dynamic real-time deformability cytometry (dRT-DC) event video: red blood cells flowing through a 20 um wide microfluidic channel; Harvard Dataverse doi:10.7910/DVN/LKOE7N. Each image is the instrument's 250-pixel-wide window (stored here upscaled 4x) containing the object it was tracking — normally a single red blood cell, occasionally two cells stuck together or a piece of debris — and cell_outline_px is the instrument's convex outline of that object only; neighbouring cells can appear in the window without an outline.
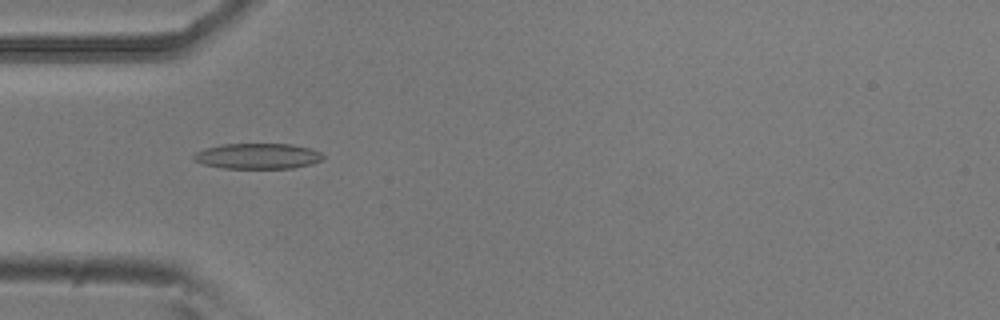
{"species": "common noctule bat (a hibernating species)", "species_latin": "Nyctalus noctula", "temperature_condition": "room temperature", "stored_images_in_passage": 7, "camera_frame_rate_fps": 3000, "um_per_image_px": 0.085, "animal": {"sex": "male", "body_mass_g": 20.5, "forearm_length_mm": 52.5}, "frame": {"image": 1, "passage_image": 5, "time_ms": 1.333, "image_size_px": [1000, 320], "cell_outline_px": [[324, 160], [312, 164], [292, 168], [224, 168], [204, 164], [192, 160], [192, 156], [196, 152], [204, 148], [220, 144], [292, 144], [312, 148], [320, 152], [324, 156]], "centroid_in_image_um": [21.92, 13.26], "position_along_channel_um": 63.1, "area_um2": 19.48}}
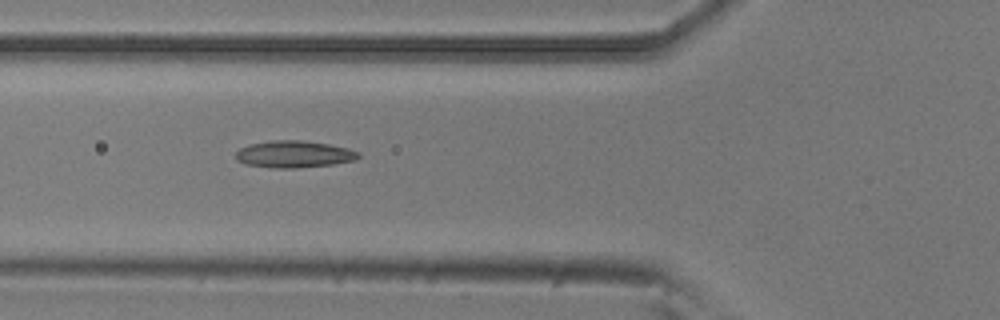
{"frame": {"image": 2, "passage_image": 6, "time_ms": 1.667, "image_size_px": [1000, 320], "cell_outline_px": [[360, 156], [356, 160], [332, 164], [296, 168], [276, 168], [244, 164], [236, 160], [236, 152], [240, 148], [248, 144], [272, 140], [300, 140], [328, 144], [348, 148], [360, 152]], "centroid_in_image_um": [24.98, 13.1], "position_along_channel_um": 100.8, "area_um2": 19.31}}
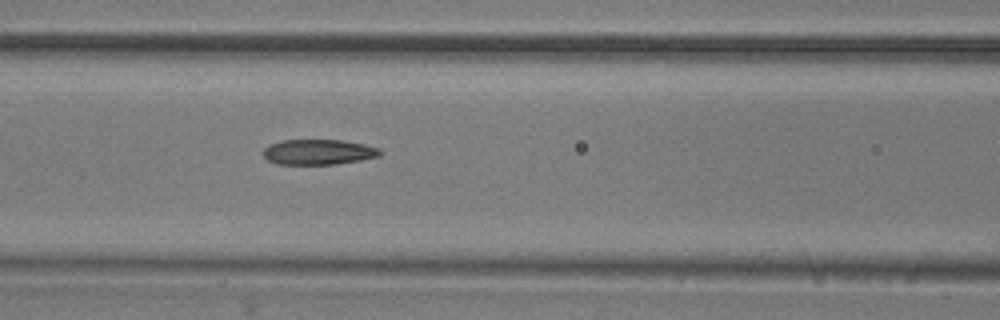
{"frame": {"image": 3, "passage_image": 7, "time_ms": 2.0, "image_size_px": [1000, 320], "cell_outline_px": [[384, 152], [380, 156], [360, 160], [336, 164], [276, 164], [268, 160], [264, 156], [264, 148], [268, 144], [284, 140], [344, 140], [364, 144], [380, 148]], "centroid_in_image_um": [27.1, 12.92], "position_along_channel_um": 139.5, "area_um2": 17.34}}